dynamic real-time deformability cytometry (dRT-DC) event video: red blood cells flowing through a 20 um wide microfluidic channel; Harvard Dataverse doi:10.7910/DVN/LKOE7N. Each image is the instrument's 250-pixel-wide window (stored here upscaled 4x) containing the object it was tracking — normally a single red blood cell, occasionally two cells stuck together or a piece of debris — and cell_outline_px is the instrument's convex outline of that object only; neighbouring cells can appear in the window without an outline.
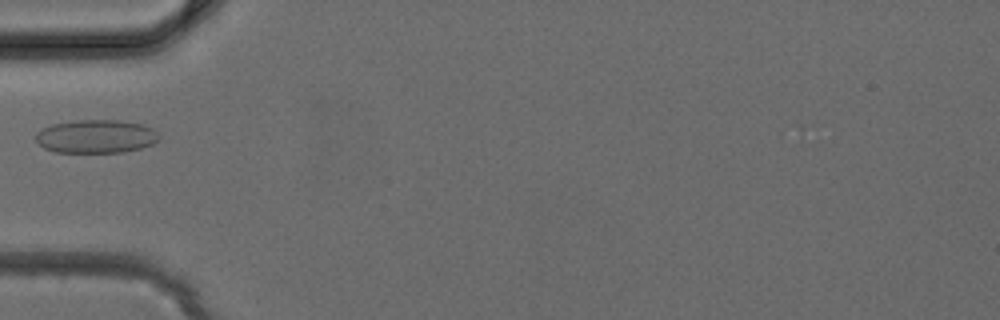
{"species": "common noctule bat (a hibernating species)", "species_latin": "Nyctalus noctula", "temperature_condition": "cold", "stored_images_in_passage": 26, "camera_frame_rate_fps": 3000, "um_per_image_px": 0.085, "animal": {"sex": "female", "body_mass_g": 24.6, "forearm_length_mm": 56.2}, "frame": {"image": 1, "passage_image": 1, "time_ms": 0.0, "image_size_px": [1000, 320], "cell_outline_px": [[160, 136], [152, 144], [140, 148], [124, 152], [56, 152], [44, 148], [36, 140], [36, 132], [52, 124], [76, 120], [120, 120], [140, 124], [152, 128]], "centroid_in_image_um": [8.15, 11.59], "position_along_channel_um": 76.8, "area_um2": 23.81}}
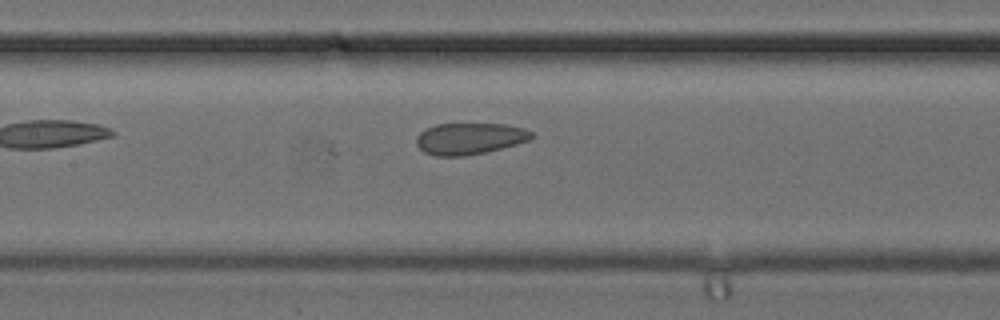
{"frame": {"image": 2, "passage_image": 6, "time_ms": 1.667, "image_size_px": [1000, 320], "cell_outline_px": [[536, 136], [528, 140], [516, 144], [484, 152], [464, 156], [436, 156], [424, 152], [416, 144], [416, 136], [424, 128], [436, 124], [504, 124], [524, 128], [532, 132]], "centroid_in_image_um": [39.89, 11.77], "position_along_channel_um": 167.5, "area_um2": 21.15}}
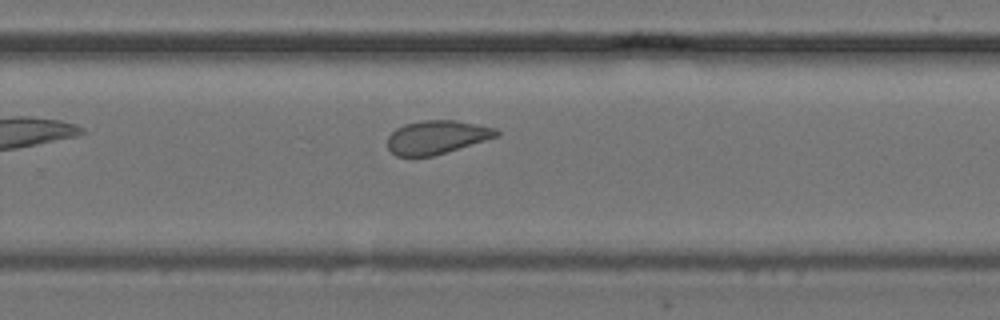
{"frame": {"image": 3, "passage_image": 13, "time_ms": 4.0, "image_size_px": [1000, 320], "cell_outline_px": [[500, 136], [432, 156], [396, 156], [388, 148], [388, 136], [396, 128], [404, 124], [424, 120], [456, 120], [496, 128], [500, 132]], "centroid_in_image_um": [37.14, 11.65], "position_along_channel_um": 292.7, "area_um2": 21.21}}